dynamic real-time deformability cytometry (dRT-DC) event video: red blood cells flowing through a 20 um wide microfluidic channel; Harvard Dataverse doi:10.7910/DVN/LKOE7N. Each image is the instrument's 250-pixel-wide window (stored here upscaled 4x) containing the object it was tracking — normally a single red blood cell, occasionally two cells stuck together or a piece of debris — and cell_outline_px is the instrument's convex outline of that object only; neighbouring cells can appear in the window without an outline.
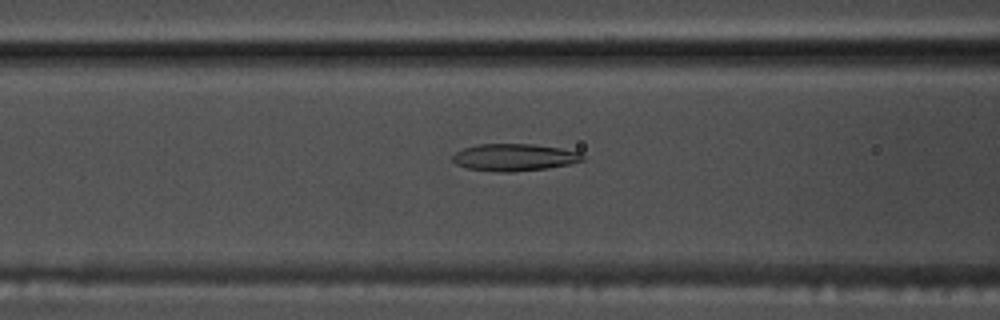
{"species": "common noctule bat (a hibernating species)", "species_latin": "Nyctalus noctula", "temperature_condition": "warm", "stored_images_in_passage": 54, "camera_frame_rate_fps": 3000, "um_per_image_px": 0.085, "animal": {"sex": "male", "body_mass_g": 17.5, "forearm_length_mm": 52.3}, "frame": {"image": 1, "passage_image": 22, "time_ms": 7.0, "image_size_px": [1000, 320], "cell_outline_px": [[584, 160], [568, 164], [548, 168], [512, 172], [496, 172], [468, 168], [456, 164], [452, 160], [452, 156], [456, 152], [464, 148], [480, 144], [532, 144], [560, 148], [580, 152], [584, 156]], "centroid_in_image_um": [43.72, 13.37], "position_along_channel_um": 122.9, "area_um2": 20.52}}
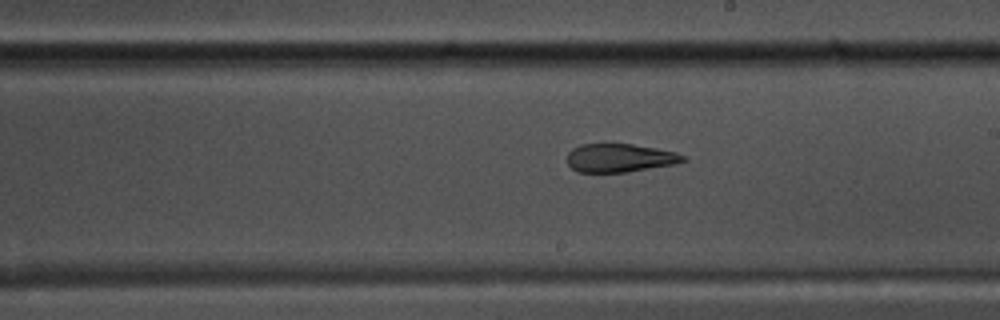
{"frame": {"image": 2, "passage_image": 31, "time_ms": 10.0, "image_size_px": [1000, 320], "cell_outline_px": [[688, 160], [676, 164], [628, 172], [576, 172], [568, 164], [568, 152], [572, 148], [580, 144], [632, 144], [656, 148], [676, 152], [684, 156]], "centroid_in_image_um": [52.69, 13.43], "position_along_channel_um": 236.3, "area_um2": 19.31}}
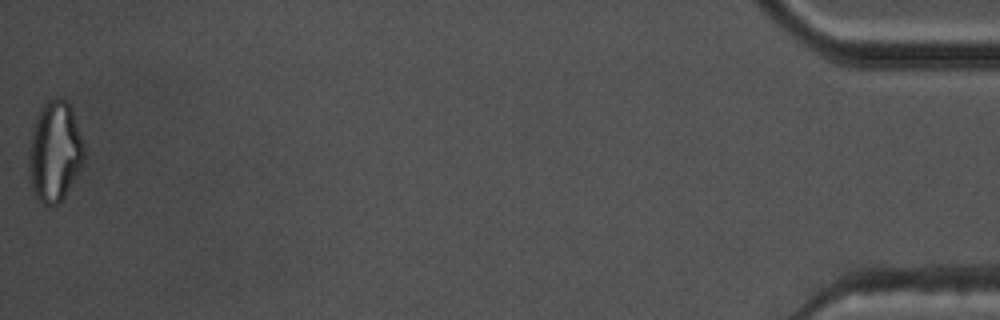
{"frame": {"image": 3, "passage_image": 54, "time_ms": 17.667, "image_size_px": [1000, 320], "cell_outline_px": [[84, 160], [64, 196], [56, 204], [48, 208], [36, 200], [32, 188], [28, 168], [28, 148], [32, 128], [36, 116], [40, 108], [48, 100], [56, 96], [68, 100], [72, 108], [84, 140]], "centroid_in_image_um": [4.63, 12.85], "position_along_channel_um": 430.6, "area_um2": 32.95}, "authors_computed_cell_mechanics": {"area_um2": 22.0218, "velocity_mm_per_s": 3.8066, "shape_relaxation_time_tau1_ms": null, "shape_relaxation_time_tau2_ms": 2.809, "deformation_change_tau1": null, "deformation_change_tau2": 0.1236}}